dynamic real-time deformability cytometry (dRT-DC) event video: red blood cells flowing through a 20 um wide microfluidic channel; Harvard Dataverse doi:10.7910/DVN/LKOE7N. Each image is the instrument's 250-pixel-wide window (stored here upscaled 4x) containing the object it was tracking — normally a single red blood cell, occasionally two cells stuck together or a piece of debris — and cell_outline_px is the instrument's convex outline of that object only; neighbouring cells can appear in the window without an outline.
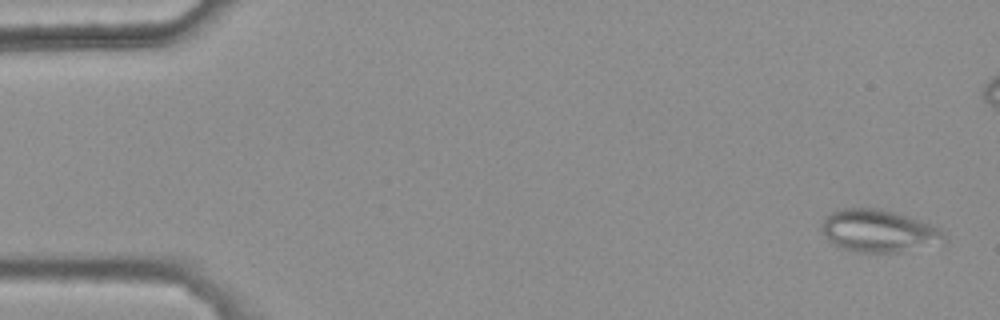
{"species": "common noctule bat (a hibernating species)", "species_latin": "Nyctalus noctula", "temperature_condition": "warm", "stored_images_in_passage": 47, "camera_frame_rate_fps": 3000, "um_per_image_px": 0.085, "animal": {"sex": "female", "body_mass_g": 25.1}, "frame": {"image": 1, "passage_image": 2, "time_ms": 0.333, "image_size_px": [1000, 320], "cell_outline_px": [[948, 240], [944, 244], [900, 252], [856, 252], [844, 248], [828, 240], [820, 228], [824, 220], [832, 212], [844, 208], [880, 208], [896, 212], [920, 220], [940, 228], [948, 236]], "centroid_in_image_um": [74.79, 19.63], "position_along_channel_um": 10.2, "area_um2": 30.58}}
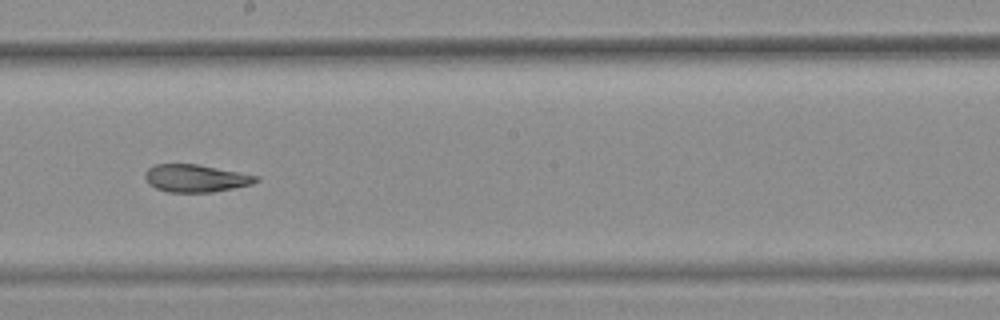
{"frame": {"image": 2, "passage_image": 30, "time_ms": 9.667, "image_size_px": [1000, 320], "cell_outline_px": [[260, 180], [252, 184], [212, 192], [168, 192], [156, 188], [148, 184], [144, 176], [144, 172], [148, 168], [156, 164], [196, 164], [260, 176]], "centroid_in_image_um": [16.62, 15.15], "position_along_channel_um": 231.6, "area_um2": 17.8}}
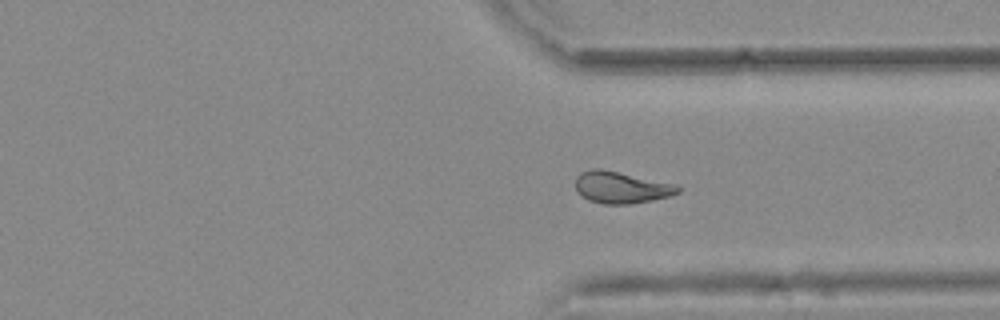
{"frame": {"image": 3, "passage_image": 40, "time_ms": 13.0, "image_size_px": [1000, 320], "cell_outline_px": [[680, 192], [672, 196], [652, 200], [628, 204], [604, 204], [588, 200], [576, 192], [576, 176], [580, 172], [592, 168], [600, 168], [672, 184], [680, 188]], "centroid_in_image_um": [52.75, 15.94], "position_along_channel_um": 358.7, "area_um2": 18.79}}